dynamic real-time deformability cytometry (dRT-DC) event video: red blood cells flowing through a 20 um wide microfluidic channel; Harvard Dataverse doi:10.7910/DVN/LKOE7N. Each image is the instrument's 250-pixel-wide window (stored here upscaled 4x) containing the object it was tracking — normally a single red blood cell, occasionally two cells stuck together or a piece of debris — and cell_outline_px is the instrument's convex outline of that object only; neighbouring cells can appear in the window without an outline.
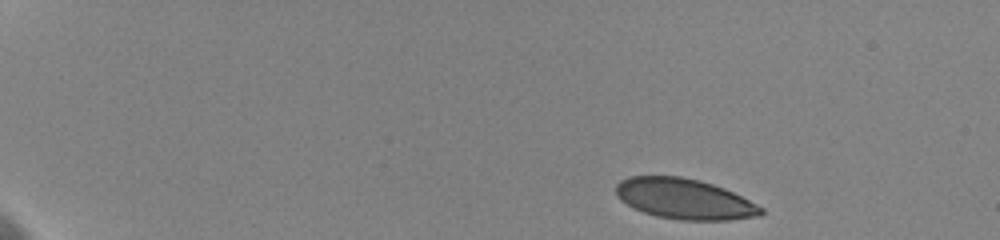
{"species": "human", "species_latin": "Homo sapiens", "temperature_condition": "cold", "stored_images_in_passage": 48, "camera_frame_rate_fps": 3000, "um_per_image_px": 0.085, "donor": {"sex": "female"}, "frame": {"image": 1, "passage_image": 1, "time_ms": 0.0, "image_size_px": [1000, 240], "cell_outline_px": [[764, 212], [760, 216], [728, 220], [680, 220], [656, 216], [644, 212], [620, 200], [616, 196], [616, 184], [620, 180], [628, 176], [680, 176], [700, 180], [724, 188], [764, 208]], "centroid_in_image_um": [58.16, 16.9], "position_along_channel_um": 26.8, "area_um2": 34.16}}
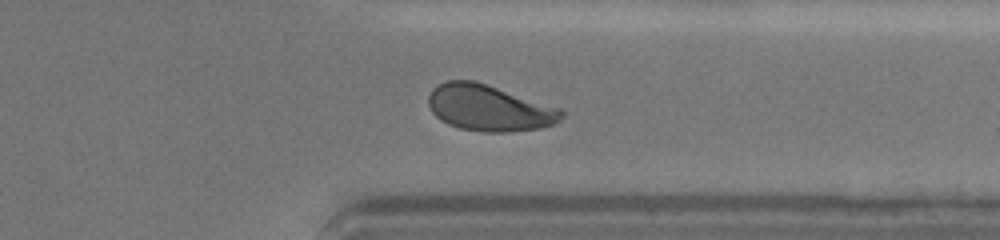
{"frame": {"image": 2, "passage_image": 37, "time_ms": 13.0, "image_size_px": [1000, 240], "cell_outline_px": [[564, 116], [560, 120], [552, 124], [540, 128], [508, 132], [484, 132], [460, 128], [448, 124], [440, 120], [432, 112], [428, 104], [428, 96], [432, 88], [448, 80], [476, 80], [560, 108], [564, 112]], "centroid_in_image_um": [41.56, 9.17], "position_along_channel_um": 369.8, "area_um2": 35.89}}
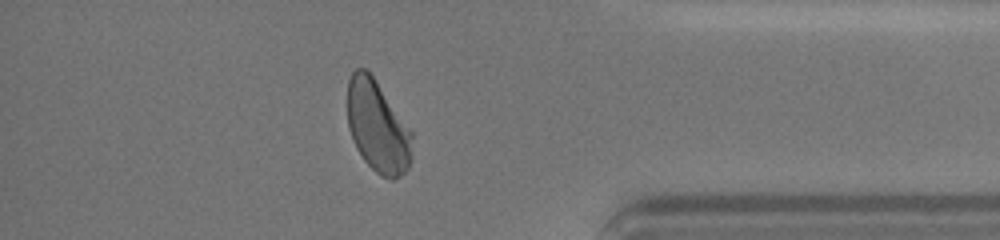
{"frame": {"image": 3, "passage_image": 40, "time_ms": 14.333, "image_size_px": [1000, 240], "cell_outline_px": [[412, 156], [408, 168], [400, 176], [392, 180], [380, 176], [364, 160], [356, 148], [352, 140], [348, 128], [348, 80], [352, 72], [356, 68], [364, 68], [372, 76], [412, 132]], "centroid_in_image_um": [32.09, 10.8], "position_along_channel_um": 403.1, "area_um2": 34.33}, "authors_computed_cell_mechanics": {"area_um2": 35.6626, "velocity_mm_per_s": 3.6025, "shape_relaxation_time_tau1_ms": 5.6048, "shape_relaxation_time_tau2_ms": null, "deformation_change_tau1": 0.1322, "deformation_change_tau2": null}}